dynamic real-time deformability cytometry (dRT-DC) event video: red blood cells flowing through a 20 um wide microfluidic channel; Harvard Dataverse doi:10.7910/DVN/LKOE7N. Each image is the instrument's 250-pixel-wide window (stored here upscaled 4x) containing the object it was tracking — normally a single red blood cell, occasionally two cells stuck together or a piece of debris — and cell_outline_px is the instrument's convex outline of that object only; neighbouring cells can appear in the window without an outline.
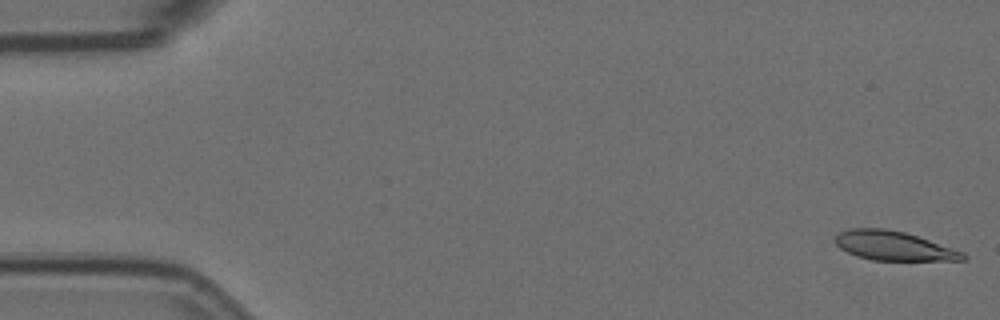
{"species": "Egyptian fruit bat (a non-hibernating species)", "species_latin": "Rousettus aegyptiacus", "temperature_condition": "room temperature", "stored_images_in_passage": 56, "camera_frame_rate_fps": 3000, "um_per_image_px": 0.085, "animal": {"sex": "female"}, "frame": {"image": 1, "passage_image": 1, "time_ms": 0.0, "image_size_px": [1000, 320], "cell_outline_px": [[968, 260], [872, 260], [856, 256], [840, 248], [832, 240], [840, 232], [848, 228], [884, 228], [904, 232], [964, 252], [968, 256]], "centroid_in_image_um": [75.93, 20.9], "position_along_channel_um": 9.1, "area_um2": 21.68}}
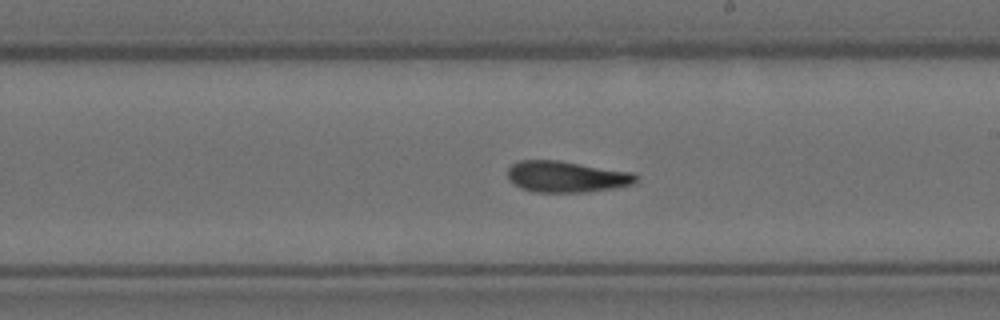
{"frame": {"image": 2, "passage_image": 32, "time_ms": 10.333, "image_size_px": [1000, 320], "cell_outline_px": [[640, 176], [636, 184], [612, 188], [584, 192], [532, 192], [520, 188], [512, 184], [508, 180], [508, 168], [512, 164], [520, 160], [560, 160], [632, 172]], "centroid_in_image_um": [48.15, 15.02], "position_along_channel_um": 240.8, "area_um2": 23.7}}
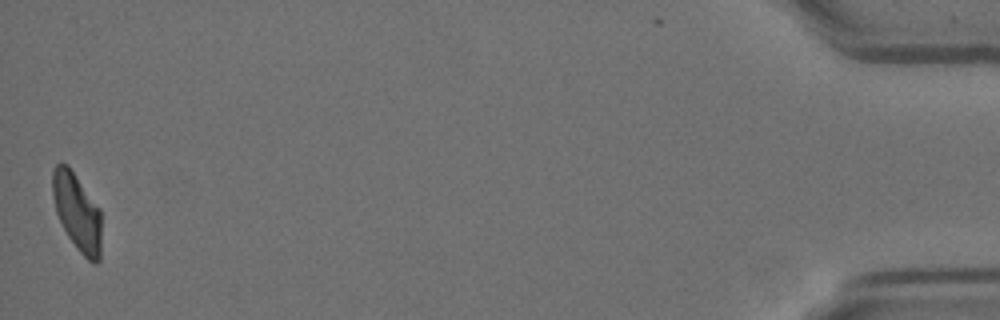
{"frame": {"image": 3, "passage_image": 56, "time_ms": 18.333, "image_size_px": [1000, 320], "cell_outline_px": [[100, 260], [96, 264], [92, 264], [76, 248], [68, 236], [56, 212], [52, 192], [52, 172], [56, 164], [60, 160], [68, 164], [100, 208]], "centroid_in_image_um": [6.54, 17.99], "position_along_channel_um": 428.7, "area_um2": 22.14}, "authors_computed_cell_mechanics": {"area_um2": 22.9755, "velocity_mm_per_s": 3.5457, "shape_relaxation_time_tau1_ms": null, "shape_relaxation_time_tau2_ms": 7.2144, "deformation_change_tau1": null, "deformation_change_tau2": 0.1649}}